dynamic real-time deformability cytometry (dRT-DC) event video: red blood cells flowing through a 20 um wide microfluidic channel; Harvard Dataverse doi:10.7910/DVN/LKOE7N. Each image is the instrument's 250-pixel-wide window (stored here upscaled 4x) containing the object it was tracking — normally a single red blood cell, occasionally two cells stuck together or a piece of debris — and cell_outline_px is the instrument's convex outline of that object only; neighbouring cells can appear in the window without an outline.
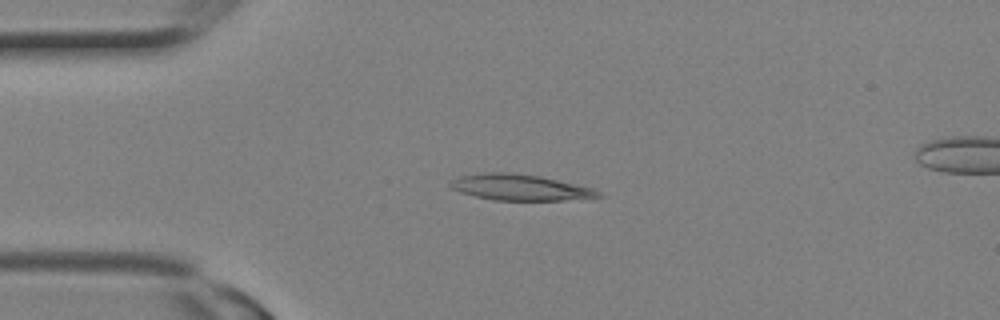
{"species": "Egyptian fruit bat (a non-hibernating species)", "species_latin": "Rousettus aegyptiacus", "temperature_condition": "room temperature", "stored_images_in_passage": 1, "camera_frame_rate_fps": 3000, "um_per_image_px": 0.085, "animal": {"sex": "female"}, "frame": {"image": 1, "passage_image": 1, "time_ms": 0.0, "image_size_px": [1000, 320], "cell_outline_px": [[604, 196], [560, 200], [492, 200], [460, 192], [452, 188], [448, 184], [452, 180], [460, 176], [488, 172], [508, 172], [540, 176], [592, 188], [600, 192]], "centroid_in_image_um": [44.17, 15.92], "position_along_channel_um": 40.8, "area_um2": 22.08}}